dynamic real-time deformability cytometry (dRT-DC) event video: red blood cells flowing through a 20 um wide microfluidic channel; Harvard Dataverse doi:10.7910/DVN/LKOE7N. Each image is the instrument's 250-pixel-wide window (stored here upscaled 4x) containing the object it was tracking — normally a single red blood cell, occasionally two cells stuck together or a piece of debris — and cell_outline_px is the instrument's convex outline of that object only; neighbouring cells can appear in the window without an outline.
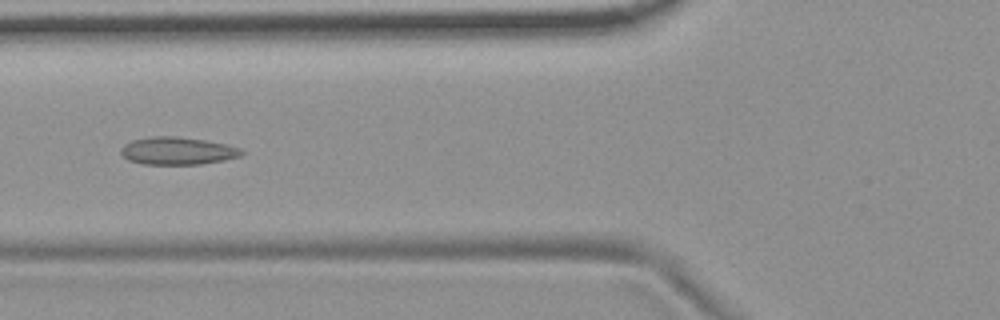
{"species": "common noctule bat (a hibernating species)", "species_latin": "Nyctalus noctula", "temperature_condition": "room temperature", "stored_images_in_passage": 54, "camera_frame_rate_fps": 3000, "um_per_image_px": 0.085, "animal": {"sex": "female", "body_mass_g": 19.9}, "frame": {"image": 1, "passage_image": 21, "time_ms": 6.667, "image_size_px": [1000, 320], "cell_outline_px": [[244, 152], [240, 156], [224, 160], [200, 164], [144, 164], [128, 160], [120, 152], [120, 148], [124, 144], [132, 140], [152, 136], [176, 136], [204, 140], [228, 144], [240, 148]], "centroid_in_image_um": [15.08, 12.82], "position_along_channel_um": 110.7, "area_um2": 19.42}}
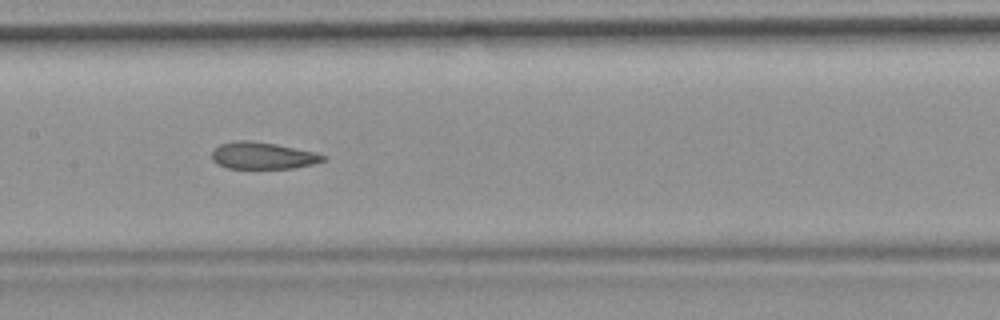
{"frame": {"image": 2, "passage_image": 27, "time_ms": 8.667, "image_size_px": [1000, 320], "cell_outline_px": [[328, 160], [316, 164], [292, 168], [228, 168], [216, 164], [212, 160], [212, 152], [220, 144], [236, 140], [252, 140], [276, 144], [316, 152], [328, 156]], "centroid_in_image_um": [22.39, 13.23], "position_along_channel_um": 185.0, "area_um2": 17.69}}
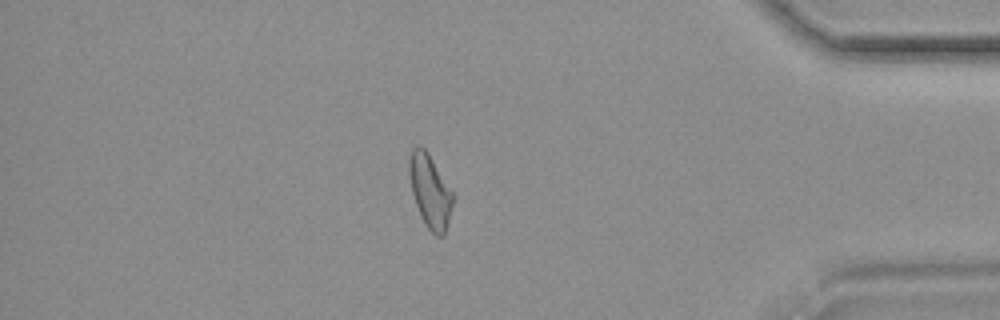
{"frame": {"image": 3, "passage_image": 47, "time_ms": 15.333, "image_size_px": [1000, 320], "cell_outline_px": [[452, 204], [448, 224], [444, 236], [436, 236], [428, 228], [416, 204], [412, 192], [408, 172], [408, 160], [412, 148], [416, 144], [420, 144], [428, 152], [452, 192]], "centroid_in_image_um": [36.53, 16.2], "position_along_channel_um": 398.7, "area_um2": 18.38}, "authors_computed_cell_mechanics": {"area_um2": 18.9006, "velocity_mm_per_s": 3.7168, "shape_relaxation_time_tau1_ms": null, "shape_relaxation_time_tau2_ms": 2.4773, "deformation_change_tau1": null, "deformation_change_tau2": 0.1106}}